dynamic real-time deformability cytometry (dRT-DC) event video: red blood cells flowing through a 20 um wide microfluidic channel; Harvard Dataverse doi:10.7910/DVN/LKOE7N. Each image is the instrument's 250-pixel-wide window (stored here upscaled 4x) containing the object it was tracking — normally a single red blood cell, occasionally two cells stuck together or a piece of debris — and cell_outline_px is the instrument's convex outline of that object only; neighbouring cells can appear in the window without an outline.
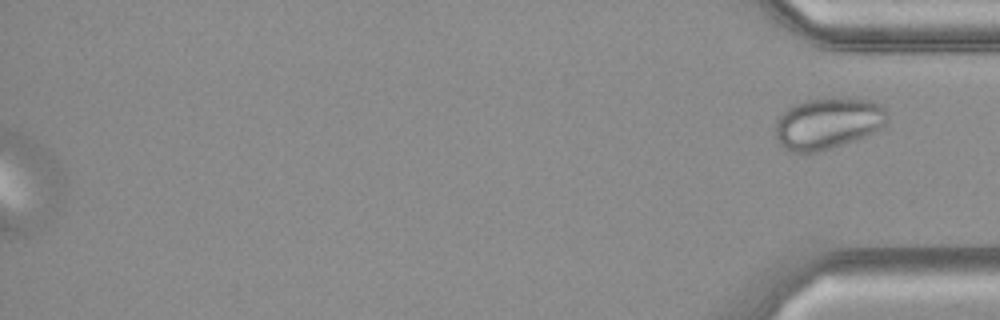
{"species": "common noctule bat (a hibernating species)", "species_latin": "Nyctalus noctula", "temperature_condition": "cold", "stored_images_in_passage": 40, "segment_of_instrument_passage": [2, 2], "camera_frame_rate_fps": 3000, "um_per_image_px": 0.085, "animal": {"sex": "female", "body_mass_g": 21.9}, "frame": {"image": 1, "passage_image": 40, "time_ms": 13.0, "image_size_px": [1000, 320], "cell_outline_px": [[888, 120], [876, 132], [816, 152], [792, 152], [784, 148], [772, 136], [776, 120], [792, 104], [804, 100], [868, 100], [884, 108], [888, 116]], "centroid_in_image_um": [70.28, 10.52], "position_along_channel_um": 364.9, "area_um2": 32.83}}